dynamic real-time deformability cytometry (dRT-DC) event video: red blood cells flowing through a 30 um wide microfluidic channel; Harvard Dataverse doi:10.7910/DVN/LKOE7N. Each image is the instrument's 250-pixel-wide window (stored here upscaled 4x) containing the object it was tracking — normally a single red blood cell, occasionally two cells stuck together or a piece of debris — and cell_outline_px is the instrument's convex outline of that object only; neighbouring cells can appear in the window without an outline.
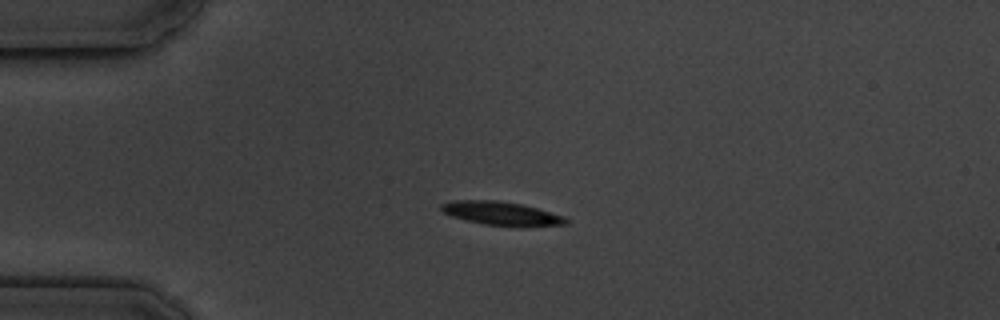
{"species": "common noctule bat (a hibernating species)", "species_latin": "Nyctalus noctula", "temperature_condition": "cold", "stored_images_in_passage": 5, "camera_frame_rate_fps": 3000, "um_per_image_px": 0.085, "animal": {"sex": "male", "body_mass_g": 19.5, "forearm_length_mm": 54.6}, "frame": {"image": 1, "passage_image": 3, "time_ms": 3.0, "image_size_px": [1000, 320], "cell_outline_px": [[568, 224], [520, 228], [516, 228], [484, 224], [464, 220], [452, 216], [444, 212], [440, 208], [440, 204], [452, 200], [500, 200], [520, 204], [536, 208], [564, 216], [568, 220]], "centroid_in_image_um": [42.64, 18.17], "position_along_channel_um": 42.4, "area_um2": 17.57}}